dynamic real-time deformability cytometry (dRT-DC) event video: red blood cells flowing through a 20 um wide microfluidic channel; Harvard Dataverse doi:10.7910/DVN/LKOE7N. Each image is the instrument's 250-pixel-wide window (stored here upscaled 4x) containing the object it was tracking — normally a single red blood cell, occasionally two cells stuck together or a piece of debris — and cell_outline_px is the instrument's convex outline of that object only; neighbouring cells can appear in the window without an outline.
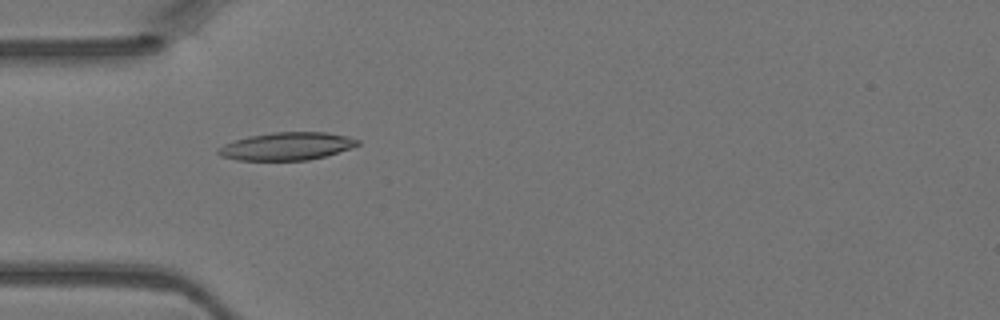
{"species": "Egyptian fruit bat (a non-hibernating species)", "species_latin": "Rousettus aegyptiacus", "temperature_condition": "warm", "stored_images_in_passage": 4, "camera_frame_rate_fps": 3000, "um_per_image_px": 0.085, "animal": {"sex": "female"}, "frame": {"image": 1, "passage_image": 3, "time_ms": 0.667, "image_size_px": [1000, 320], "cell_outline_px": [[360, 144], [324, 156], [308, 160], [236, 160], [220, 156], [216, 152], [224, 144], [248, 136], [272, 132], [328, 132], [348, 136], [360, 140]], "centroid_in_image_um": [24.36, 12.42], "position_along_channel_um": 60.6, "area_um2": 22.43}}
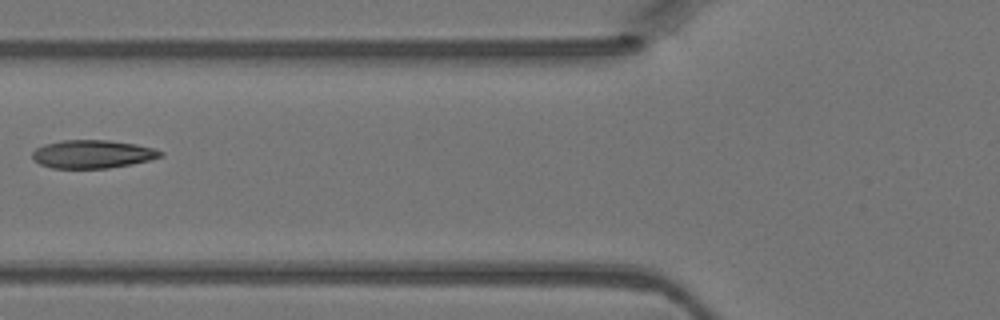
{"frame": {"image": 2, "passage_image": 4, "time_ms": 1.0, "image_size_px": [1000, 320], "cell_outline_px": [[164, 156], [132, 164], [108, 168], [52, 168], [40, 164], [32, 160], [32, 152], [36, 148], [44, 144], [60, 140], [108, 140], [136, 144], [152, 148], [164, 152]], "centroid_in_image_um": [7.84, 13.1], "position_along_channel_um": 118.0, "area_um2": 21.15}}